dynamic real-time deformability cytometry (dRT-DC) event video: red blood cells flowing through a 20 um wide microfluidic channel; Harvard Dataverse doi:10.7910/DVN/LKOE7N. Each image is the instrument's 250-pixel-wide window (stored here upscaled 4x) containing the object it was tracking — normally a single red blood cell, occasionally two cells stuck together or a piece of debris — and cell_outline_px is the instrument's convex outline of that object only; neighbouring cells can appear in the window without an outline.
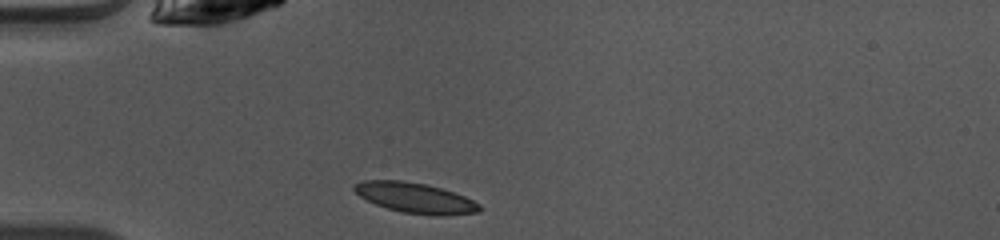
{"species": "common noctule bat (a hibernating species)", "species_latin": "Nyctalus noctula", "temperature_condition": "warm", "stored_images_in_passage": 36, "camera_frame_rate_fps": 3000, "um_per_image_px": 0.085, "animal": {"sex": "female", "body_mass_g": 10.0, "forearm_length_mm": 53.1}, "frame": {"image": 1, "passage_image": 1, "time_ms": 0.0, "image_size_px": [1000, 240], "cell_outline_px": [[484, 208], [480, 212], [444, 216], [436, 216], [404, 212], [388, 208], [376, 204], [360, 196], [352, 188], [356, 184], [364, 180], [404, 180], [428, 184], [464, 196], [480, 204]], "centroid_in_image_um": [35.35, 16.82], "position_along_channel_um": 49.7, "area_um2": 22.08}}
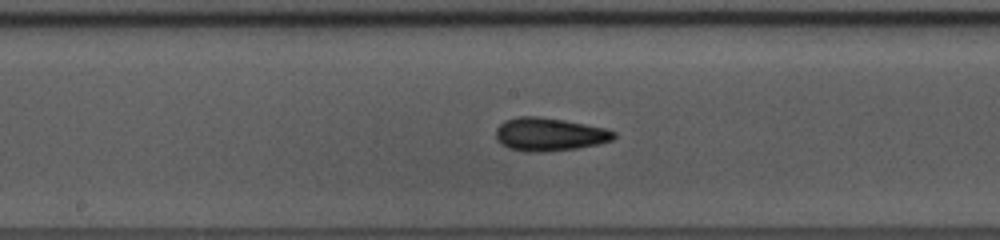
{"frame": {"image": 2, "passage_image": 13, "time_ms": 4.0, "image_size_px": [1000, 240], "cell_outline_px": [[616, 136], [612, 140], [596, 144], [576, 148], [540, 152], [524, 152], [508, 148], [500, 144], [496, 140], [496, 128], [504, 120], [520, 116], [536, 116], [564, 120], [608, 128], [616, 132]], "centroid_in_image_um": [46.67, 11.42], "position_along_channel_um": 201.5, "area_um2": 22.95}}
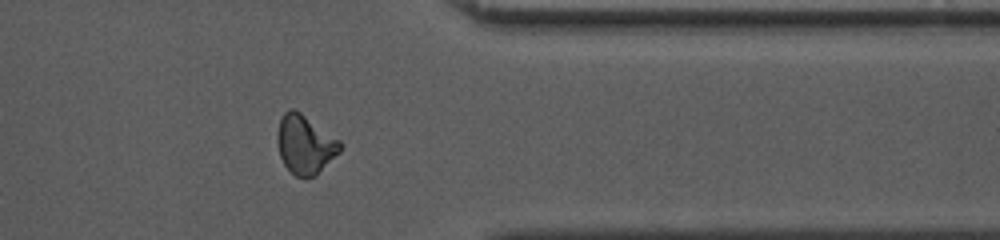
{"frame": {"image": 3, "passage_image": 27, "time_ms": 8.667, "image_size_px": [1000, 240], "cell_outline_px": [[344, 144], [340, 152], [316, 176], [304, 180], [296, 176], [284, 164], [280, 156], [276, 140], [276, 136], [280, 120], [284, 112], [288, 108], [292, 108], [300, 112], [340, 140]], "centroid_in_image_um": [25.94, 12.3], "position_along_channel_um": 385.5, "area_um2": 21.85}, "authors_computed_cell_mechanics": {"area_um2": 21.2415, "velocity_mm_per_s": 4.1218, "shape_relaxation_time_tau1_ms": 5.601, "shape_relaxation_time_tau2_ms": 2.1394, "deformation_change_tau1": 0.1796, "deformation_change_tau2": 0.0841}}